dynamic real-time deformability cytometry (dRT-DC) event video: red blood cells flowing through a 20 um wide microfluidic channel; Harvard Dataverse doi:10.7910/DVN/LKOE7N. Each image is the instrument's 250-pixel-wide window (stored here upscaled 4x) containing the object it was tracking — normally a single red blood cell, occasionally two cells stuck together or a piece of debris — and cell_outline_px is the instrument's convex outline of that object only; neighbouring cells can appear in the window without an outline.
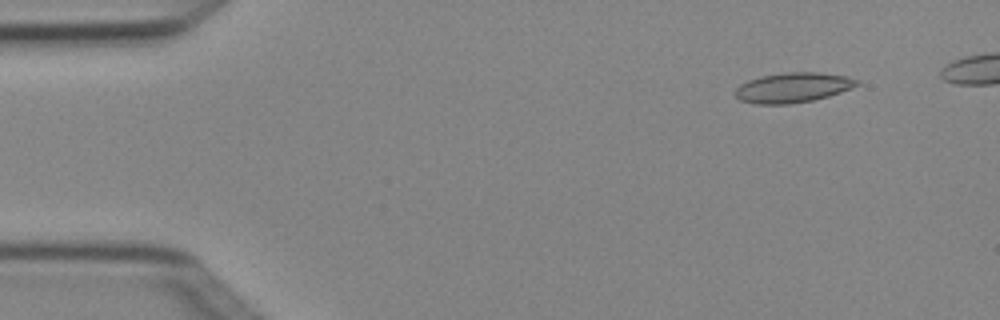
{"species": "Egyptian fruit bat (a non-hibernating species)", "species_latin": "Rousettus aegyptiacus", "temperature_condition": "cold", "stored_images_in_passage": 5, "camera_frame_rate_fps": 3000, "um_per_image_px": 0.085, "animal": {"sex": "female"}, "frame": {"image": 1, "passage_image": 1, "time_ms": 0.0, "image_size_px": [1000, 320], "cell_outline_px": [[860, 84], [852, 88], [828, 96], [812, 100], [788, 104], [756, 104], [740, 100], [736, 96], [736, 88], [740, 84], [748, 80], [760, 76], [784, 72], [820, 72], [848, 76], [860, 80]], "centroid_in_image_um": [67.42, 7.43], "position_along_channel_um": 17.6, "area_um2": 21.33}}
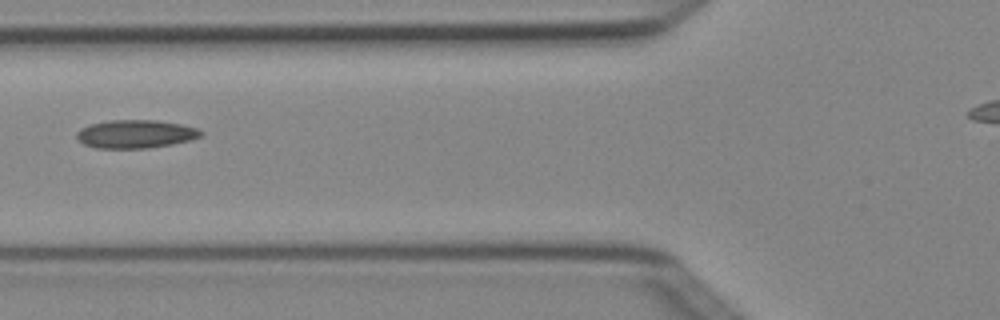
{"frame": {"image": 2, "passage_image": 5, "time_ms": 1.333, "image_size_px": [1000, 320], "cell_outline_px": [[204, 132], [200, 136], [192, 140], [172, 144], [148, 148], [96, 148], [84, 144], [76, 140], [76, 132], [80, 128], [88, 124], [108, 120], [156, 120], [180, 124], [196, 128]], "centroid_in_image_um": [11.48, 11.39], "position_along_channel_um": 114.3, "area_um2": 20.63}}